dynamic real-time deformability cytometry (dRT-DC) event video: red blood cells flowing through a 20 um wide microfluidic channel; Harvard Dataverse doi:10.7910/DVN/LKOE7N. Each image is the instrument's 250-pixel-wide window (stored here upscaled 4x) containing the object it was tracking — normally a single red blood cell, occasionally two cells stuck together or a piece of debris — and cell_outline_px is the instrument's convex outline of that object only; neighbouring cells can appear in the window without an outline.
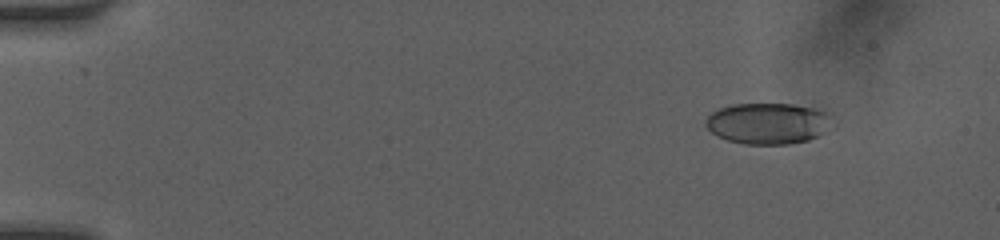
{"species": "human", "species_latin": "Homo sapiens", "temperature_condition": "room temperature", "stored_images_in_passage": 66, "camera_frame_rate_fps": 3000, "um_per_image_px": 0.085, "donor": {"sex": "female"}, "frame": {"image": 1, "passage_image": 8, "time_ms": 1.667, "image_size_px": [1000, 240], "cell_outline_px": [[824, 112], [820, 132], [816, 136], [808, 140], [788, 144], [744, 144], [728, 140], [712, 132], [704, 124], [704, 120], [712, 112], [720, 108], [732, 104], [792, 104], [812, 108]], "centroid_in_image_um": [65.07, 10.49], "position_along_channel_um": 19.9, "area_um2": 29.02}}
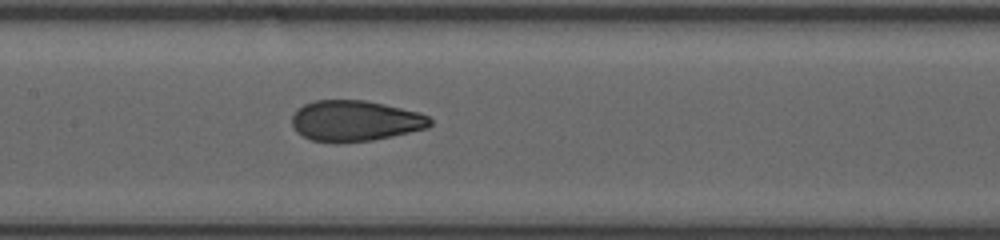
{"frame": {"image": 2, "passage_image": 29, "time_ms": 8.333, "image_size_px": [1000, 240], "cell_outline_px": [[432, 124], [428, 128], [392, 136], [372, 140], [312, 140], [296, 132], [292, 124], [292, 116], [296, 108], [312, 100], [364, 100], [384, 104], [420, 112], [428, 116], [432, 120]], "centroid_in_image_um": [30.2, 10.23], "position_along_channel_um": 177.2, "area_um2": 32.37}}
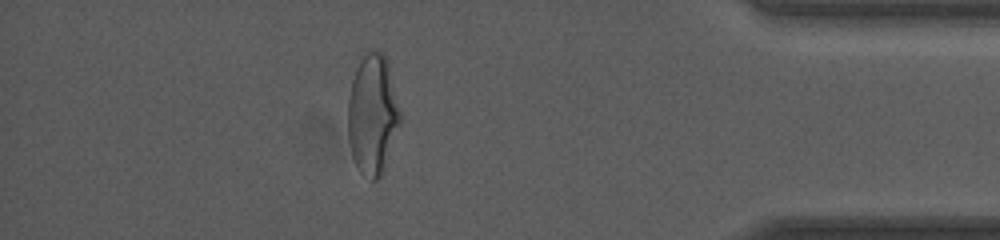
{"frame": {"image": 3, "passage_image": 57, "time_ms": 14.667, "image_size_px": [1000, 240], "cell_outline_px": [[400, 124], [380, 176], [376, 180], [372, 180], [360, 172], [352, 156], [348, 140], [348, 100], [352, 80], [356, 68], [360, 60], [372, 48], [384, 52], [388, 60], [400, 112]], "centroid_in_image_um": [31.66, 9.68], "position_along_channel_um": 403.5, "area_um2": 36.36}, "authors_computed_cell_mechanics": {"area_um2": 32.7726, "velocity_mm_per_s": 4.1151, "shape_relaxation_time_tau1_ms": 9.0387, "shape_relaxation_time_tau2_ms": 0.8317, "deformation_change_tau1": 0.2581, "deformation_change_tau2": 0.0705}}